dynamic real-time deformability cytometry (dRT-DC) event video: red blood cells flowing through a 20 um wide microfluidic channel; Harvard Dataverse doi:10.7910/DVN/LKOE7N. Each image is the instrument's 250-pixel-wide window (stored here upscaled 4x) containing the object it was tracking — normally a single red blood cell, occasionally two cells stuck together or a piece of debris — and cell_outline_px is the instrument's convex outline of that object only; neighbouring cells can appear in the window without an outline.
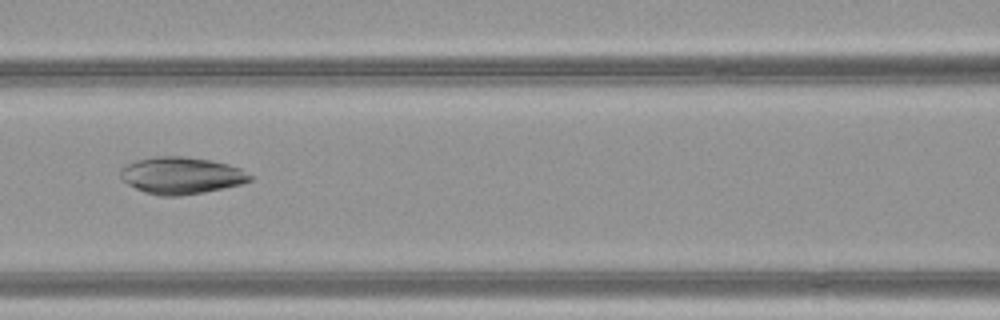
{"species": "common noctule bat (a hibernating species)", "species_latin": "Nyctalus noctula", "temperature_condition": "warm", "stored_images_in_passage": 30, "camera_frame_rate_fps": 3000, "um_per_image_px": 0.085, "animal": {"sex": "female", "body_mass_g": 21.9}, "frame": {"image": 1, "passage_image": 10, "time_ms": 3.0, "image_size_px": [1000, 320], "cell_outline_px": [[252, 180], [244, 184], [204, 192], [180, 196], [160, 196], [144, 192], [128, 184], [120, 176], [120, 168], [136, 160], [156, 156], [184, 156], [208, 160], [228, 164], [240, 168], [252, 176]], "centroid_in_image_um": [15.42, 14.92], "position_along_channel_um": 151.2, "area_um2": 27.92}}
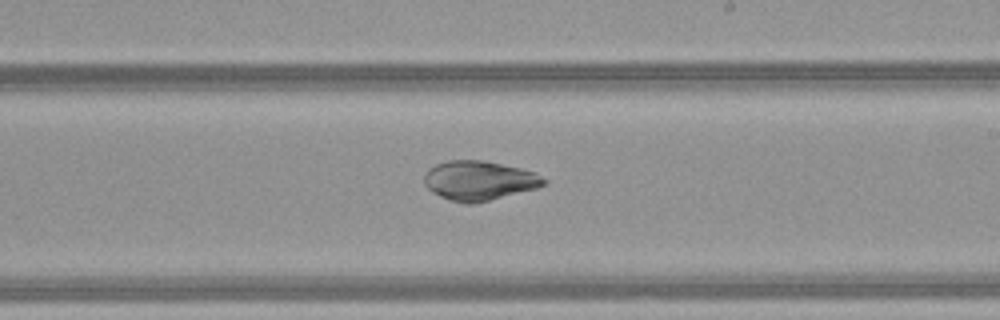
{"frame": {"image": 2, "passage_image": 17, "time_ms": 5.333, "image_size_px": [1000, 320], "cell_outline_px": [[548, 184], [536, 188], [472, 204], [464, 204], [448, 200], [432, 192], [424, 184], [424, 176], [428, 168], [436, 164], [448, 160], [484, 160], [520, 168], [536, 172], [548, 180]], "centroid_in_image_um": [40.72, 15.34], "position_along_channel_um": 248.3, "area_um2": 27.63}}
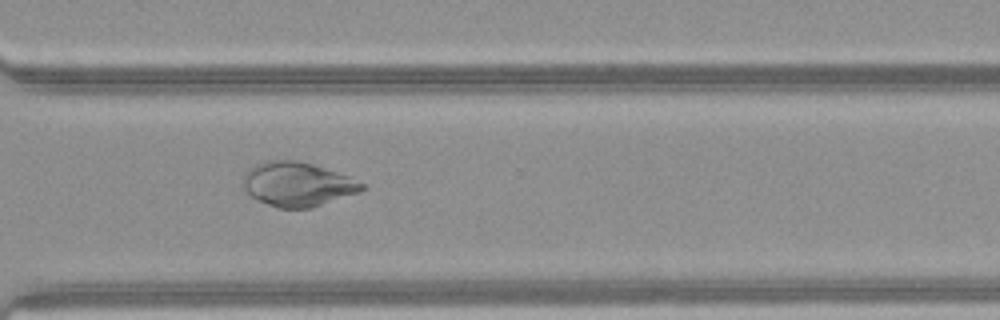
{"frame": {"image": 3, "passage_image": 24, "time_ms": 7.667, "image_size_px": [1000, 320], "cell_outline_px": [[364, 188], [360, 192], [312, 208], [280, 208], [268, 204], [252, 196], [244, 188], [244, 172], [248, 168], [256, 164], [268, 160], [296, 160], [312, 164], [348, 176], [364, 184]], "centroid_in_image_um": [25.29, 15.66], "position_along_channel_um": 345.3, "area_um2": 30.35}, "authors_computed_cell_mechanics": {"area_um2": 29.0156, "velocity_mm_per_s": 4.1706, "shape_relaxation_time_tau1_ms": null, "shape_relaxation_time_tau2_ms": 1.0216, "deformation_change_tau1": null, "deformation_change_tau2": 0.0347}}